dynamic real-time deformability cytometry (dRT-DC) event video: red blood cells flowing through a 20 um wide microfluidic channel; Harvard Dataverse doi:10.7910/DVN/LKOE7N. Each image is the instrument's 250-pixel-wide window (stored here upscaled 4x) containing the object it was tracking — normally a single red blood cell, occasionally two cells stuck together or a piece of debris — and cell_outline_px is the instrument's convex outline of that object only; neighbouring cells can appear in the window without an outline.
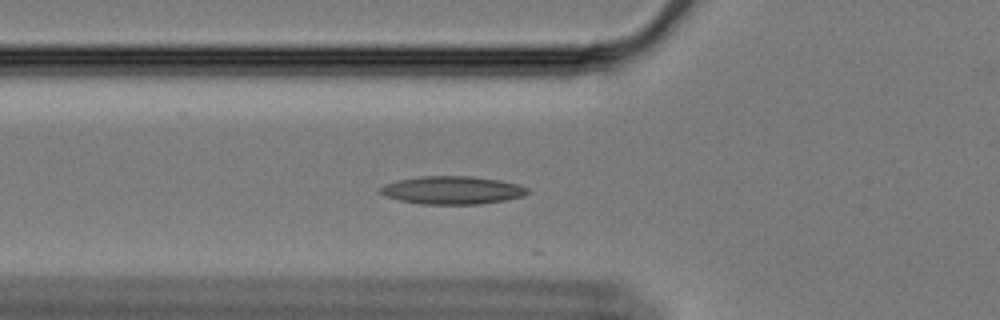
{"species": "Egyptian fruit bat (a non-hibernating species)", "species_latin": "Rousettus aegyptiacus", "temperature_condition": "cold", "stored_images_in_passage": 31, "camera_frame_rate_fps": 3000, "um_per_image_px": 0.085, "animal": {"sex": "female"}, "frame": {"image": 1, "passage_image": 22, "time_ms": 7.0, "image_size_px": [1000, 320], "cell_outline_px": [[532, 192], [524, 196], [504, 200], [480, 204], [420, 204], [400, 200], [384, 196], [376, 192], [376, 188], [384, 184], [396, 180], [420, 176], [472, 176], [500, 180], [520, 184], [528, 188]], "centroid_in_image_um": [38.41, 16.16], "position_along_channel_um": 87.4, "area_um2": 24.51}}
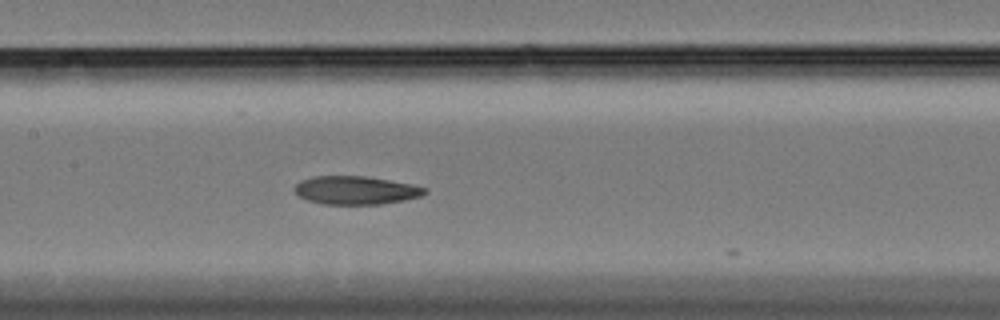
{"frame": {"image": 2, "passage_image": 30, "time_ms": 9.667, "image_size_px": [1000, 320], "cell_outline_px": [[428, 192], [420, 196], [404, 200], [380, 204], [324, 204], [308, 200], [300, 196], [292, 188], [300, 180], [312, 176], [364, 176], [412, 184], [428, 188]], "centroid_in_image_um": [30.24, 16.16], "position_along_channel_um": 177.2, "area_um2": 21.44}}